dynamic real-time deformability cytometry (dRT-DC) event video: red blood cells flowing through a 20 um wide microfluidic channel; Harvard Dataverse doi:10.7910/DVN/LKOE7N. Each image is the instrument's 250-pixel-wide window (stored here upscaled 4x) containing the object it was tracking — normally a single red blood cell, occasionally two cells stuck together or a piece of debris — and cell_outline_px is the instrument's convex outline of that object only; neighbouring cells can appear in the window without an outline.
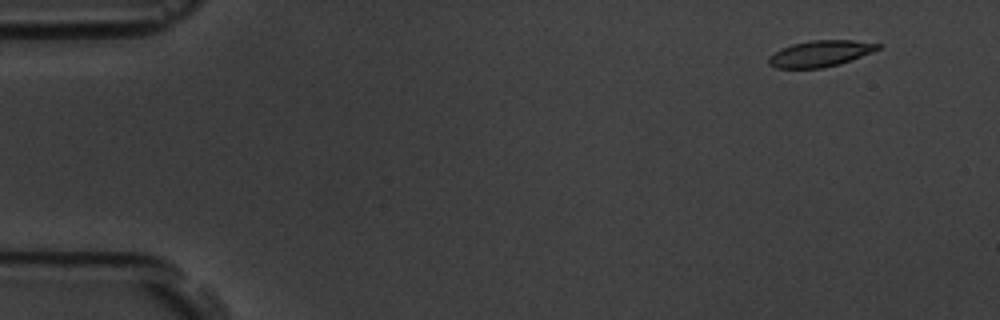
{"species": "common noctule bat (a hibernating species)", "species_latin": "Nyctalus noctula", "temperature_condition": "room temperature", "stored_images_in_passage": 5, "camera_frame_rate_fps": 3000, "um_per_image_px": 0.085, "animal": {"sex": "male", "body_mass_g": 19.5, "forearm_length_mm": 54.6}, "frame": {"image": 1, "passage_image": 2, "time_ms": 0.333, "image_size_px": [1000, 320], "cell_outline_px": [[880, 48], [872, 52], [840, 64], [824, 68], [776, 68], [768, 64], [768, 56], [780, 48], [792, 44], [812, 40], [852, 40], [880, 44]], "centroid_in_image_um": [69.68, 4.56], "position_along_channel_um": 15.3, "area_um2": 16.7}}
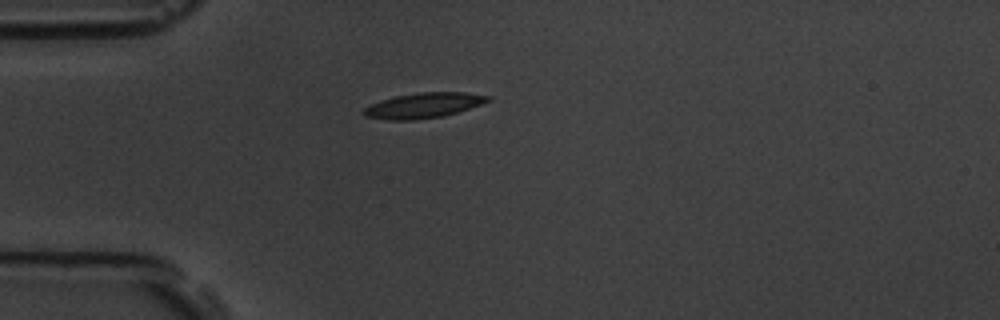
{"frame": {"image": 2, "passage_image": 5, "time_ms": 1.333, "image_size_px": [1000, 320], "cell_outline_px": [[492, 100], [444, 116], [412, 120], [388, 120], [364, 116], [360, 112], [364, 108], [380, 100], [396, 96], [416, 92], [464, 92], [492, 96]], "centroid_in_image_um": [35.98, 8.95], "position_along_channel_um": 49.0, "area_um2": 18.26}}